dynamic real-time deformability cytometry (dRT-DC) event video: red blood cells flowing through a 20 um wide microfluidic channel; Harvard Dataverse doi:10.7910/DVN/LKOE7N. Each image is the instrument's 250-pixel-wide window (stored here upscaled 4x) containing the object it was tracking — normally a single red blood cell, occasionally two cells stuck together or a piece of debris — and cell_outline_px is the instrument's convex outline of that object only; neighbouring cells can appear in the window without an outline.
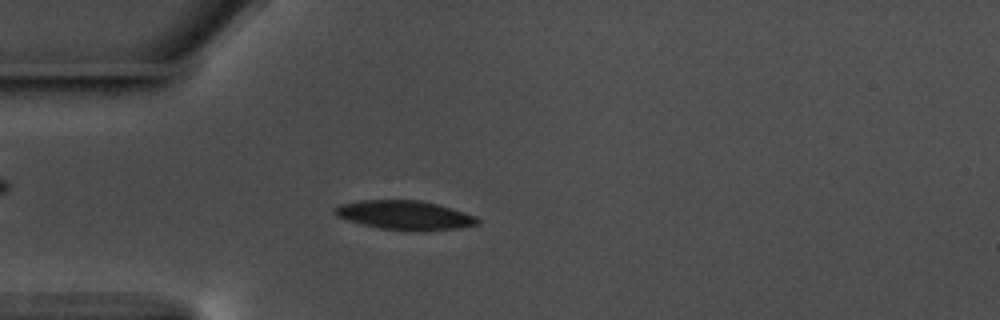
{"species": "common noctule bat (a hibernating species)", "species_latin": "Nyctalus noctula", "temperature_condition": "warm", "stored_images_in_passage": 57, "camera_frame_rate_fps": 3000, "um_per_image_px": 0.085, "animal": {"sex": "male", "body_mass_g": 17.5, "forearm_length_mm": 52.3}, "frame": {"image": 1, "passage_image": 16, "time_ms": 5.0, "image_size_px": [1000, 320], "cell_outline_px": [[480, 224], [460, 228], [380, 228], [348, 220], [336, 216], [332, 208], [340, 204], [360, 200], [420, 200], [452, 208], [476, 216], [480, 220]], "centroid_in_image_um": [34.37, 18.23], "position_along_channel_um": 50.6, "area_um2": 23.24}}
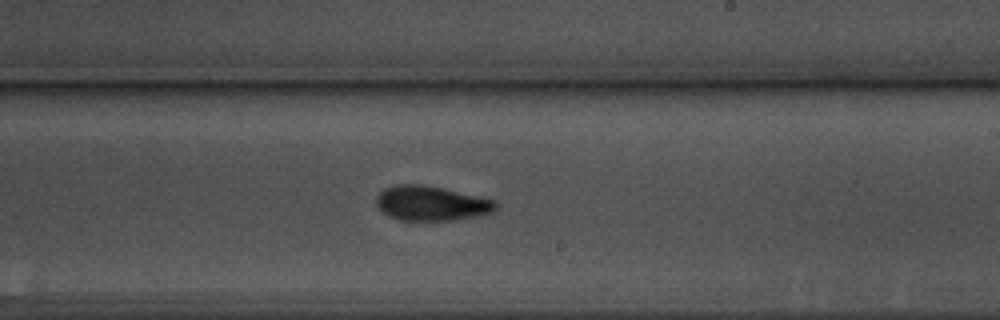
{"frame": {"image": 2, "passage_image": 34, "time_ms": 11.0, "image_size_px": [1000, 320], "cell_outline_px": [[496, 208], [492, 212], [476, 216], [452, 220], [400, 220], [388, 216], [376, 204], [376, 196], [384, 188], [396, 184], [424, 184], [496, 200]], "centroid_in_image_um": [36.63, 17.27], "position_along_channel_um": 252.4, "area_um2": 24.04}}
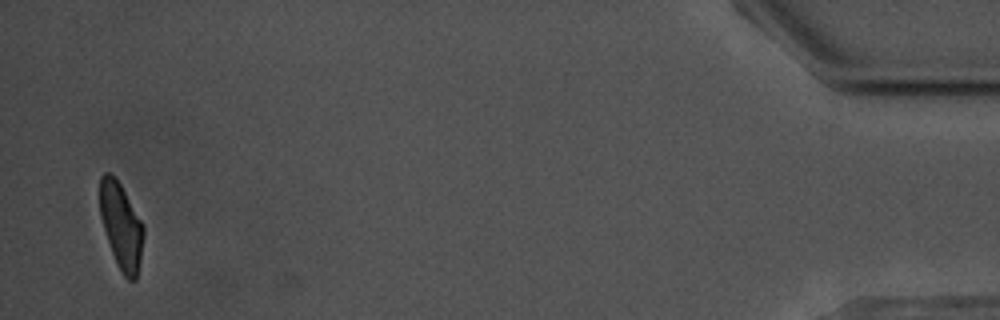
{"frame": {"image": 3, "passage_image": 56, "time_ms": 18.333, "image_size_px": [1000, 320], "cell_outline_px": [[144, 236], [140, 260], [136, 280], [128, 280], [120, 272], [116, 264], [100, 216], [100, 176], [104, 172], [108, 172], [120, 184], [144, 224]], "centroid_in_image_um": [10.31, 19.23], "position_along_channel_um": 424.9, "area_um2": 21.79}, "authors_computed_cell_mechanics": {"area_um2": 23.698, "velocity_mm_per_s": 3.5536, "shape_relaxation_time_tau1_ms": 3.7838, "shape_relaxation_time_tau2_ms": 2.9018, "deformation_change_tau1": 0.1426, "deformation_change_tau2": 0.0749}}